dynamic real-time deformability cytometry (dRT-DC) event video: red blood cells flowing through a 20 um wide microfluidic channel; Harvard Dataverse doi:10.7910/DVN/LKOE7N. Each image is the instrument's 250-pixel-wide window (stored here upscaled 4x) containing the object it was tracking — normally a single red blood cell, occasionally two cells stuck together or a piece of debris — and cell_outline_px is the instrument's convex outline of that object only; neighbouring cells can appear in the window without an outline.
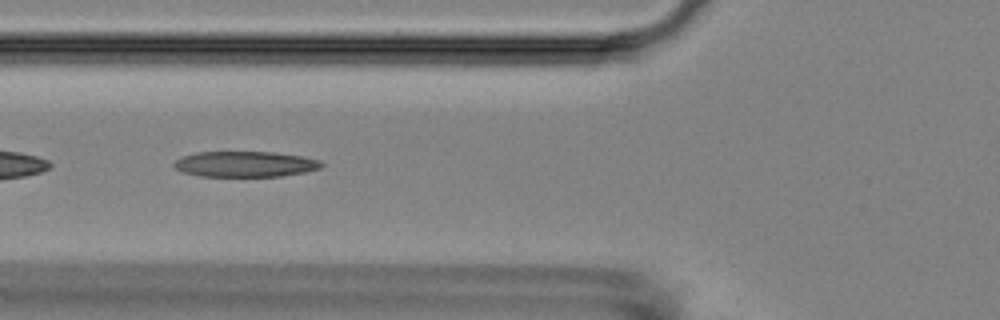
{"species": "Egyptian fruit bat (a non-hibernating species)", "species_latin": "Rousettus aegyptiacus", "temperature_condition": "room temperature", "stored_images_in_passage": 14, "camera_frame_rate_fps": 3000, "um_per_image_px": 0.085, "animal": {"sex": "female"}, "frame": {"image": 1, "passage_image": 5, "time_ms": 5.667, "image_size_px": [1000, 320], "cell_outline_px": [[324, 164], [320, 168], [304, 172], [280, 176], [200, 176], [184, 172], [176, 168], [172, 164], [176, 160], [184, 156], [196, 152], [272, 152], [300, 156], [320, 160]], "centroid_in_image_um": [20.84, 13.95], "position_along_channel_um": 105.0, "area_um2": 21.79}}
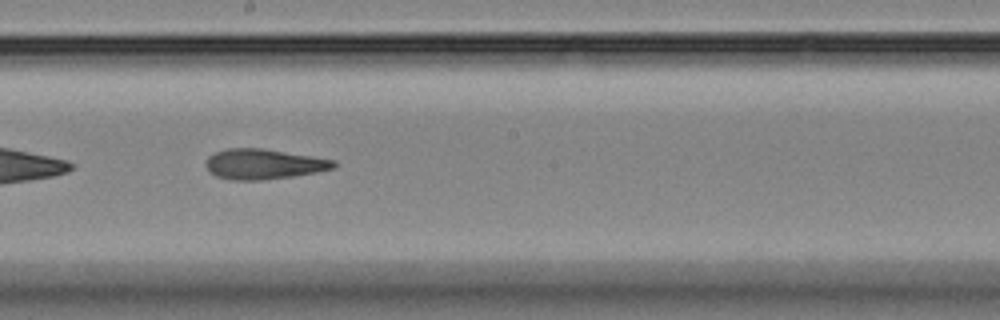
{"frame": {"image": 2, "passage_image": 8, "time_ms": 9.0, "image_size_px": [1000, 320], "cell_outline_px": [[336, 168], [316, 172], [292, 176], [260, 180], [232, 180], [216, 176], [208, 172], [204, 164], [208, 156], [216, 152], [228, 148], [264, 148], [336, 160]], "centroid_in_image_um": [22.39, 13.94], "position_along_channel_um": 225.8, "area_um2": 22.66}}
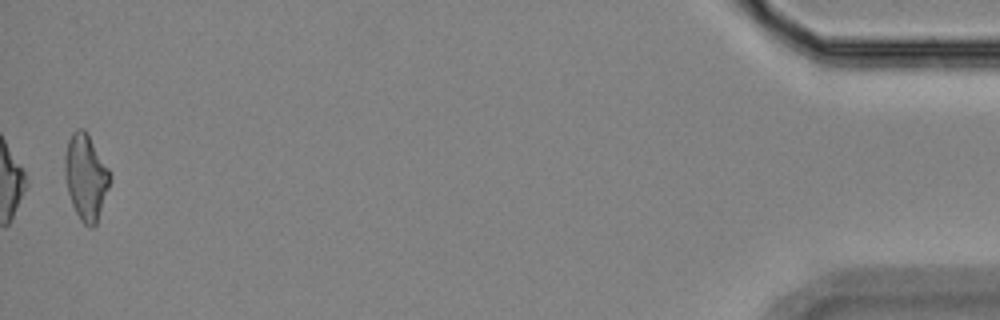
{"frame": {"image": 3, "passage_image": 14, "time_ms": 17.0, "image_size_px": [1000, 320], "cell_outline_px": [[112, 176], [96, 224], [92, 228], [88, 228], [80, 220], [72, 204], [68, 192], [64, 172], [64, 156], [68, 140], [72, 132], [76, 128], [84, 128], [108, 168]], "centroid_in_image_um": [7.28, 15.04], "position_along_channel_um": 427.9, "area_um2": 22.43}, "authors_computed_cell_mechanics": {"area_um2": 22.5998, "velocity_mm_per_s": 3.6182, "shape_relaxation_time_tau1_ms": 5.3921, "shape_relaxation_time_tau2_ms": 3.9258, "deformation_change_tau1": 0.1774, "deformation_change_tau2": 0.148}}